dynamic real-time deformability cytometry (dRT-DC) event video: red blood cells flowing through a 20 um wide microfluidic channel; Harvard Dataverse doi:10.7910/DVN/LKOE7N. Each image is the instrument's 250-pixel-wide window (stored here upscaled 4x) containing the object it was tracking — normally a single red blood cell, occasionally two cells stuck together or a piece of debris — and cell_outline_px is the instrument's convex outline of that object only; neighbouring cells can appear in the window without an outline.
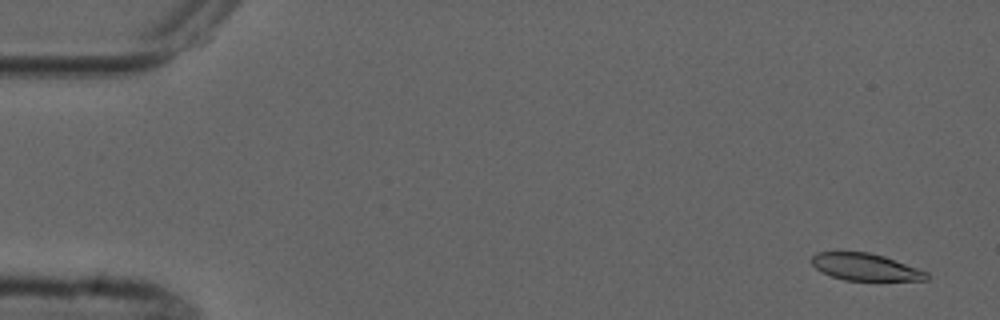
{"species": "common noctule bat (a hibernating species)", "species_latin": "Nyctalus noctula", "temperature_condition": "cold", "stored_images_in_passage": 4, "camera_frame_rate_fps": 3000, "um_per_image_px": 0.085, "animal": {"sex": "male", "forearm_length_mm": 52.5}, "frame": {"image": 1, "passage_image": 1, "time_ms": 0.0, "image_size_px": [1000, 320], "cell_outline_px": [[928, 280], [844, 280], [832, 276], [816, 268], [812, 264], [812, 256], [816, 252], [868, 252], [884, 256], [928, 272]], "centroid_in_image_um": [73.56, 22.69], "position_along_channel_um": 11.4, "area_um2": 17.86}}
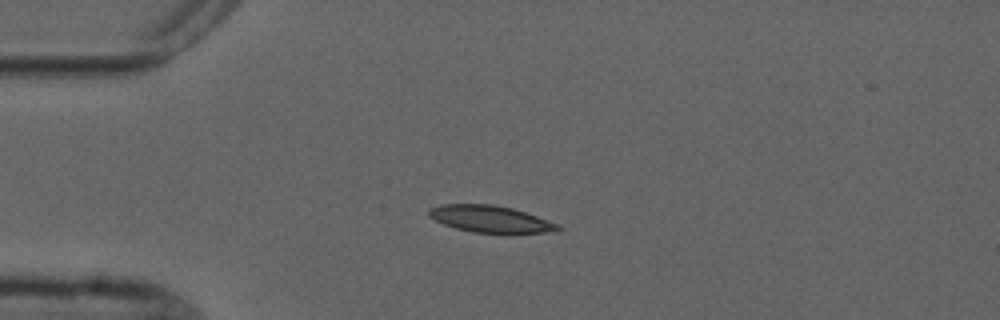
{"frame": {"image": 2, "passage_image": 4, "time_ms": 3.667, "image_size_px": [1000, 320], "cell_outline_px": [[560, 228], [556, 232], [472, 232], [456, 228], [444, 224], [428, 216], [428, 208], [440, 204], [492, 204], [512, 208], [560, 224]], "centroid_in_image_um": [41.64, 18.6], "position_along_channel_um": 43.4, "area_um2": 19.88}}